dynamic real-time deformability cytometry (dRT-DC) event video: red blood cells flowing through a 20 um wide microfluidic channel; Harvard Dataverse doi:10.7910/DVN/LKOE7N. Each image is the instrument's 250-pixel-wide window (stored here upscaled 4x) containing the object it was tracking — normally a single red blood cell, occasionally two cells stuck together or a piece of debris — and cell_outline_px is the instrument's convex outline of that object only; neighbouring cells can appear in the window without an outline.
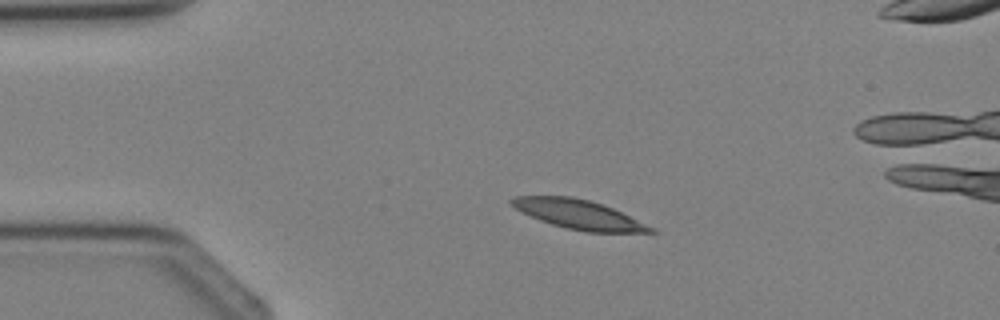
{"species": "Egyptian fruit bat (a non-hibernating species)", "species_latin": "Rousettus aegyptiacus", "temperature_condition": "cold", "stored_images_in_passage": 3, "camera_frame_rate_fps": 3000, "um_per_image_px": 0.085, "animal": {"sex": "female"}, "frame": {"image": 1, "passage_image": 2, "time_ms": 1.0, "image_size_px": [1000, 320], "cell_outline_px": [[656, 232], [588, 232], [568, 228], [552, 224], [540, 220], [508, 204], [508, 200], [516, 196], [572, 196], [604, 204], [656, 228]], "centroid_in_image_um": [49.2, 18.21], "position_along_channel_um": 35.8, "area_um2": 23.47}}